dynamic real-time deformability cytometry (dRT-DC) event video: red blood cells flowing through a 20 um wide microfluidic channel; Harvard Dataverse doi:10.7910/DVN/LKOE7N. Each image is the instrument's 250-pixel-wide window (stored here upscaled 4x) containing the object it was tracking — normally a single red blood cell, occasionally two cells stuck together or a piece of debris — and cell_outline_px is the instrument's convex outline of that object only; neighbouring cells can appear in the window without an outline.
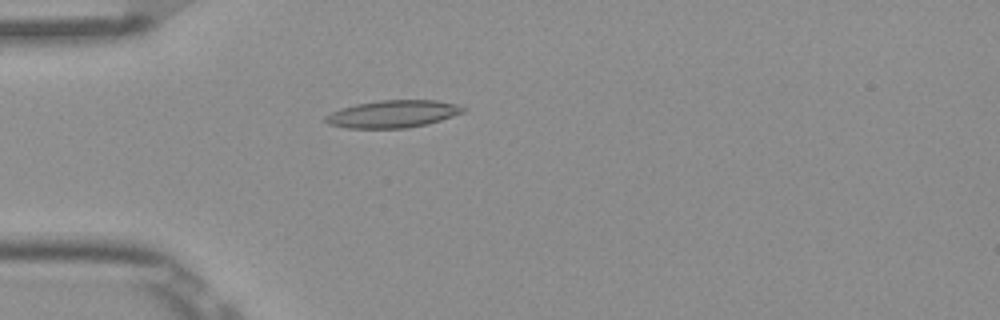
{"species": "Egyptian fruit bat (a non-hibernating species)", "species_latin": "Rousettus aegyptiacus", "temperature_condition": "room temperature", "stored_images_in_passage": 52, "camera_frame_rate_fps": 3000, "um_per_image_px": 0.085, "frame": {"image": 1, "passage_image": 15, "time_ms": 4.667, "image_size_px": [1000, 320], "cell_outline_px": [[468, 108], [464, 112], [428, 124], [408, 128], [348, 128], [328, 124], [324, 120], [324, 116], [340, 108], [356, 104], [380, 100], [436, 100], [456, 104]], "centroid_in_image_um": [33.4, 9.68], "position_along_channel_um": 51.6, "area_um2": 22.02}}
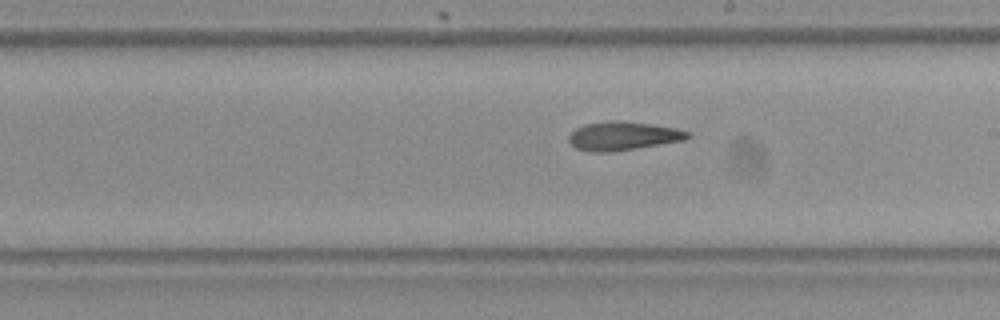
{"frame": {"image": 2, "passage_image": 30, "time_ms": 9.667, "image_size_px": [1000, 320], "cell_outline_px": [[692, 136], [684, 140], [636, 148], [608, 152], [588, 152], [576, 148], [568, 140], [568, 136], [576, 128], [584, 124], [616, 120], [624, 120], [676, 128], [688, 132]], "centroid_in_image_um": [52.94, 11.55], "position_along_channel_um": 236.1, "area_um2": 19.77}}
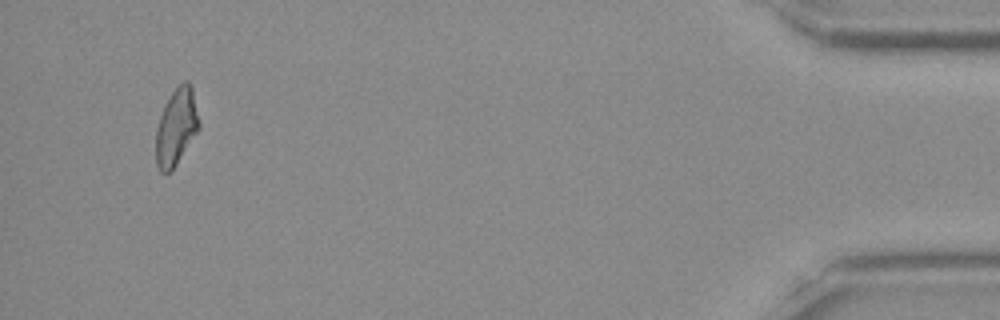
{"frame": {"image": 3, "passage_image": 50, "time_ms": 16.333, "image_size_px": [1000, 320], "cell_outline_px": [[200, 128], [172, 172], [160, 172], [156, 164], [156, 128], [164, 104], [172, 92], [184, 80], [188, 80], [192, 84], [200, 120]], "centroid_in_image_um": [15.01, 10.78], "position_along_channel_um": 420.2, "area_um2": 19.71}, "authors_computed_cell_mechanics": {"area_um2": 19.8543, "velocity_mm_per_s": 3.897, "shape_relaxation_time_tau1_ms": null, "shape_relaxation_time_tau2_ms": 4.1017, "deformation_change_tau1": null, "deformation_change_tau2": 0.1399}}